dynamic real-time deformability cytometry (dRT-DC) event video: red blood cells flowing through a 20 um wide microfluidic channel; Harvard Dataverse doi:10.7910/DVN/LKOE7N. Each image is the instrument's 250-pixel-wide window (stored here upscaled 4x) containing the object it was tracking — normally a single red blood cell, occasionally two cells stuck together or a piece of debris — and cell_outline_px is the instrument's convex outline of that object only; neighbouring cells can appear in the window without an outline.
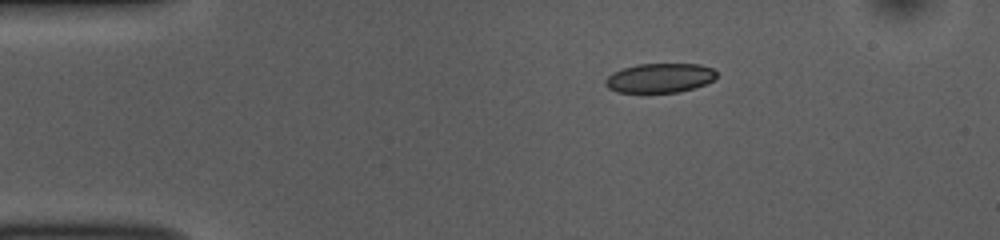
{"species": "common noctule bat (a hibernating species)", "species_latin": "Nyctalus noctula", "temperature_condition": "room temperature", "stored_images_in_passage": 45, "camera_frame_rate_fps": 3000, "um_per_image_px": 0.085, "animal": {"sex": "female", "body_mass_g": 10.0, "forearm_length_mm": 53.1}, "frame": {"image": 1, "passage_image": 1, "time_ms": 0.0, "image_size_px": [1000, 240], "cell_outline_px": [[716, 76], [712, 80], [704, 84], [680, 92], [616, 92], [608, 88], [604, 84], [604, 80], [612, 72], [636, 64], [700, 64], [712, 68], [716, 72]], "centroid_in_image_um": [56.04, 6.62], "position_along_channel_um": 29.0, "area_um2": 18.96}}
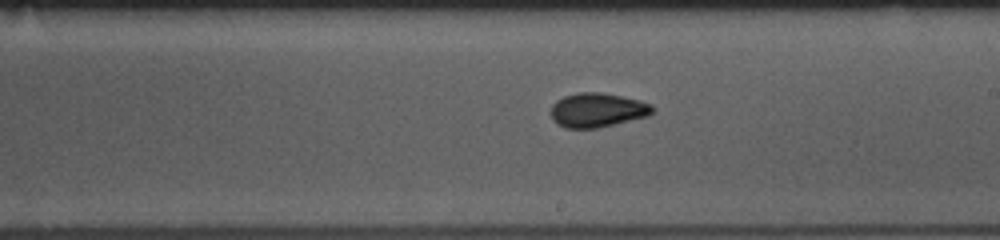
{"frame": {"image": 2, "passage_image": 22, "time_ms": 7.0, "image_size_px": [1000, 240], "cell_outline_px": [[652, 112], [648, 116], [596, 128], [564, 128], [556, 124], [552, 120], [552, 104], [556, 100], [564, 96], [580, 92], [600, 92], [640, 100], [652, 104]], "centroid_in_image_um": [50.74, 9.36], "position_along_channel_um": 238.3, "area_um2": 20.17}}
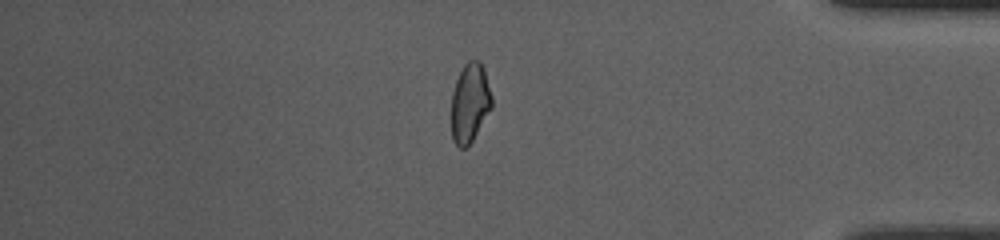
{"frame": {"image": 3, "passage_image": 37, "time_ms": 12.0, "image_size_px": [1000, 240], "cell_outline_px": [[492, 108], [472, 140], [464, 148], [460, 148], [452, 140], [452, 92], [456, 80], [464, 64], [468, 60], [480, 60], [484, 68], [492, 96]], "centroid_in_image_um": [39.95, 8.71], "position_along_channel_um": 395.3, "area_um2": 18.61}, "authors_computed_cell_mechanics": {"area_um2": 19.7676, "velocity_mm_per_s": 3.7282, "shape_relaxation_time_tau1_ms": 4.4154, "shape_relaxation_time_tau2_ms": 1.7041, "deformation_change_tau1": 0.1195, "deformation_change_tau2": 0.0642}}